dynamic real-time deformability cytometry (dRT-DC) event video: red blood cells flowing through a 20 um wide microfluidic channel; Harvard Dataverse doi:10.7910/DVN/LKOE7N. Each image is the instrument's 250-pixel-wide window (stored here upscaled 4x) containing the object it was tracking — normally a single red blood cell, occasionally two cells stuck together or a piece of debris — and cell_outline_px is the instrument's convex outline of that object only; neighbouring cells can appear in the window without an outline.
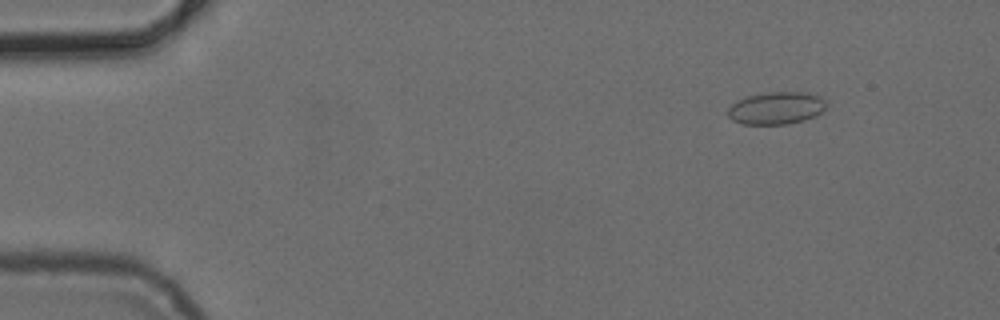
{"species": "common noctule bat (a hibernating species)", "species_latin": "Nyctalus noctula", "temperature_condition": "cold", "stored_images_in_passage": 3, "camera_frame_rate_fps": 3000, "um_per_image_px": 0.085, "animal": {"sex": "female", "body_mass_g": 24.6, "forearm_length_mm": 56.2}, "frame": {"image": 1, "passage_image": 1, "time_ms": 0.0, "image_size_px": [1000, 320], "cell_outline_px": [[824, 108], [820, 112], [804, 120], [788, 124], [744, 124], [732, 120], [728, 116], [728, 108], [736, 100], [748, 96], [768, 92], [808, 92], [820, 96], [824, 100]], "centroid_in_image_um": [65.94, 9.18], "position_along_channel_um": 19.1, "area_um2": 18.44}}
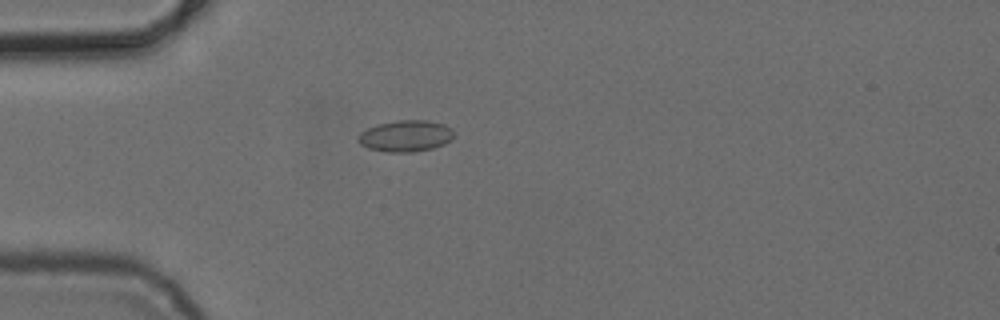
{"frame": {"image": 2, "passage_image": 3, "time_ms": 3.0, "image_size_px": [1000, 320], "cell_outline_px": [[452, 140], [444, 144], [432, 148], [412, 152], [388, 152], [368, 148], [360, 144], [356, 140], [356, 136], [360, 132], [376, 124], [396, 120], [428, 120], [444, 124], [452, 128]], "centroid_in_image_um": [34.45, 11.55], "position_along_channel_um": 50.6, "area_um2": 17.69}}